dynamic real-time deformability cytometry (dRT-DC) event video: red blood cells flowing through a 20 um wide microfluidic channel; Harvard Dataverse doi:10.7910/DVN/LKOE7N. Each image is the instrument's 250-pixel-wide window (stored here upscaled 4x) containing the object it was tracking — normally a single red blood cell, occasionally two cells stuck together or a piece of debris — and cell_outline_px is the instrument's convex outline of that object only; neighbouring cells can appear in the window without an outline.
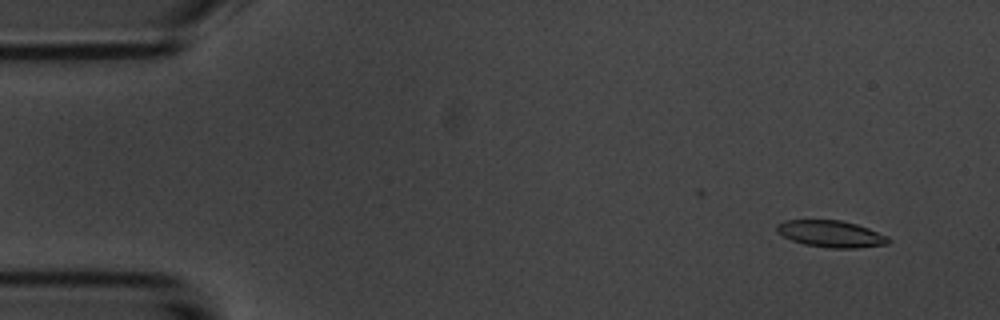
{"species": "common noctule bat (a hibernating species)", "species_latin": "Nyctalus noctula", "temperature_condition": "room temperature", "stored_images_in_passage": 47, "camera_frame_rate_fps": 3000, "um_per_image_px": 0.085, "animal": {"sex": "male", "body_mass_g": 20.1, "forearm_length_mm": 53.5}, "frame": {"image": 1, "passage_image": 4, "time_ms": 1.0, "image_size_px": [1000, 320], "cell_outline_px": [[892, 240], [888, 244], [856, 248], [828, 248], [804, 244], [792, 240], [784, 236], [776, 228], [776, 224], [784, 220], [840, 220], [856, 224], [868, 228], [888, 236]], "centroid_in_image_um": [70.67, 19.88], "position_along_channel_um": 14.3, "area_um2": 17.34}}
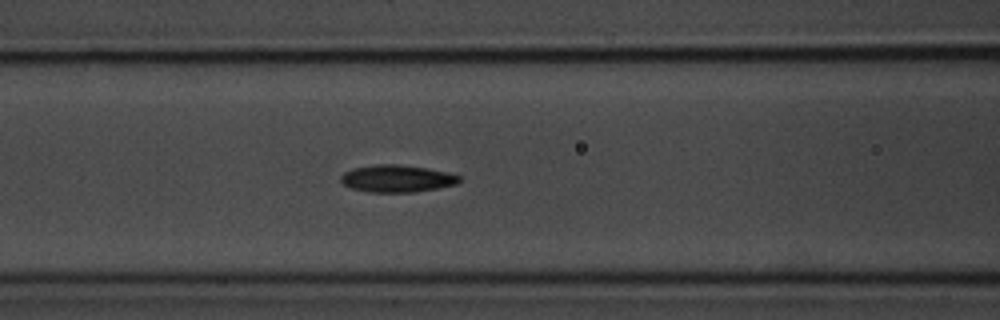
{"frame": {"image": 2, "passage_image": 22, "time_ms": 7.0, "image_size_px": [1000, 320], "cell_outline_px": [[460, 180], [456, 184], [416, 192], [368, 192], [352, 188], [344, 184], [340, 180], [340, 176], [344, 172], [352, 168], [376, 164], [400, 164], [448, 172], [460, 176]], "centroid_in_image_um": [33.71, 15.17], "position_along_channel_um": 132.9, "area_um2": 18.73}}
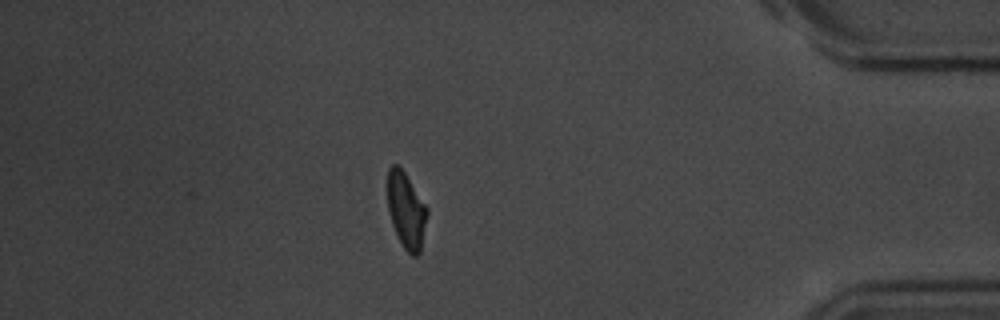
{"frame": {"image": 3, "passage_image": 47, "time_ms": 15.333, "image_size_px": [1000, 320], "cell_outline_px": [[428, 212], [420, 252], [416, 256], [412, 256], [404, 248], [392, 224], [388, 208], [388, 168], [392, 164], [396, 164], [404, 172], [428, 208]], "centroid_in_image_um": [34.53, 17.88], "position_along_channel_um": 400.7, "area_um2": 17.22}, "authors_computed_cell_mechanics": {"area_um2": 17.9758, "velocity_mm_per_s": 3.7041, "shape_relaxation_time_tau1_ms": 2.2789, "shape_relaxation_time_tau2_ms": 4.8343, "deformation_change_tau1": 0.1152, "deformation_change_tau2": 0.1033}}